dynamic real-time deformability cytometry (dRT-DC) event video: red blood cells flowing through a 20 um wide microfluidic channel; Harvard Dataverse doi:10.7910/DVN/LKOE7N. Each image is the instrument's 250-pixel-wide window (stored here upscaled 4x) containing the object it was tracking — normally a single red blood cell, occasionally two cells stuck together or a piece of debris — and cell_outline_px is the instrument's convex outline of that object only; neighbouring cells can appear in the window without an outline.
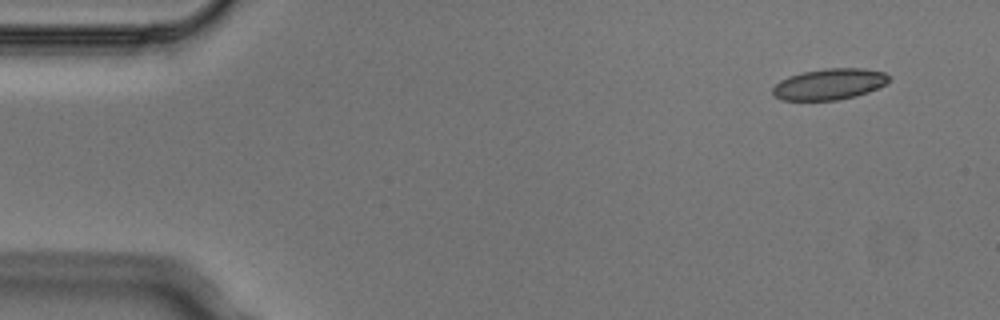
{"species": "Egyptian fruit bat (a non-hibernating species)", "species_latin": "Rousettus aegyptiacus", "temperature_condition": "cold", "stored_images_in_passage": 5, "segment_of_instrument_passage": [1, 2], "camera_frame_rate_fps": 3000, "um_per_image_px": 0.085, "animal": {"sex": "male"}, "frame": {"image": 1, "passage_image": 1, "time_ms": 0.0, "image_size_px": [1000, 320], "cell_outline_px": [[892, 76], [884, 84], [868, 92], [856, 96], [836, 100], [780, 100], [772, 92], [772, 88], [780, 80], [788, 76], [804, 72], [824, 68], [864, 68], [884, 72]], "centroid_in_image_um": [70.49, 7.14], "position_along_channel_um": 14.5, "area_um2": 21.04}}